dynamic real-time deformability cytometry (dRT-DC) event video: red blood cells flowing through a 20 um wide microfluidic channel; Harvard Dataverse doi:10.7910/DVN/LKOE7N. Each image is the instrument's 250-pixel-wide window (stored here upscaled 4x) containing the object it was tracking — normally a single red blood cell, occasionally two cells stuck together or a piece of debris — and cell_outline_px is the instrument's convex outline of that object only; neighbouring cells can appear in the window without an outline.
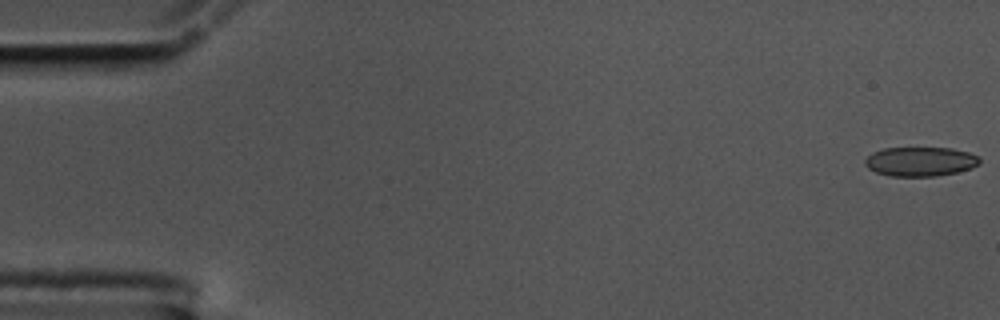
{"species": "common noctule bat (a hibernating species)", "species_latin": "Nyctalus noctula", "temperature_condition": "cold", "stored_images_in_passage": 57, "camera_frame_rate_fps": 3000, "um_per_image_px": 0.085, "animal": {"sex": "male", "body_mass_g": 17.5, "forearm_length_mm": 52.3}, "frame": {"image": 1, "passage_image": 1, "time_ms": 0.0, "image_size_px": [1000, 320], "cell_outline_px": [[980, 164], [972, 168], [956, 172], [936, 176], [892, 176], [876, 172], [868, 168], [864, 164], [864, 160], [872, 152], [884, 148], [952, 148], [968, 152], [980, 156]], "centroid_in_image_um": [78.24, 13.73], "position_along_channel_um": 6.8, "area_um2": 19.65}}
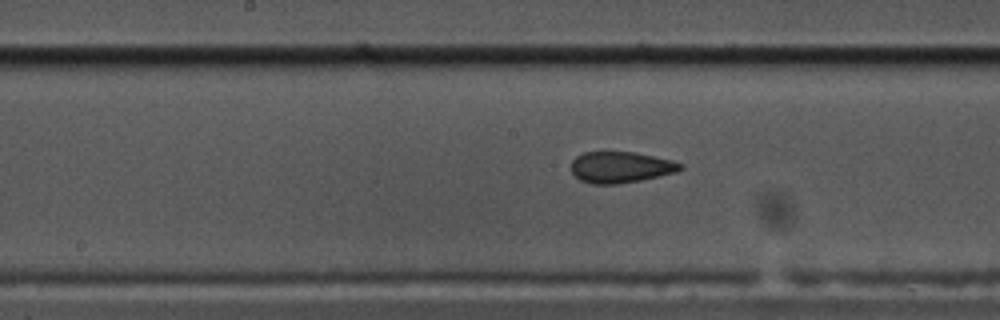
{"frame": {"image": 2, "passage_image": 29, "time_ms": 9.333, "image_size_px": [1000, 320], "cell_outline_px": [[684, 168], [676, 172], [660, 176], [640, 180], [616, 184], [592, 184], [580, 180], [572, 172], [572, 160], [576, 156], [584, 152], [604, 148], [636, 152], [672, 160], [684, 164]], "centroid_in_image_um": [52.74, 14.16], "position_along_channel_um": 195.5, "area_um2": 20.63}}
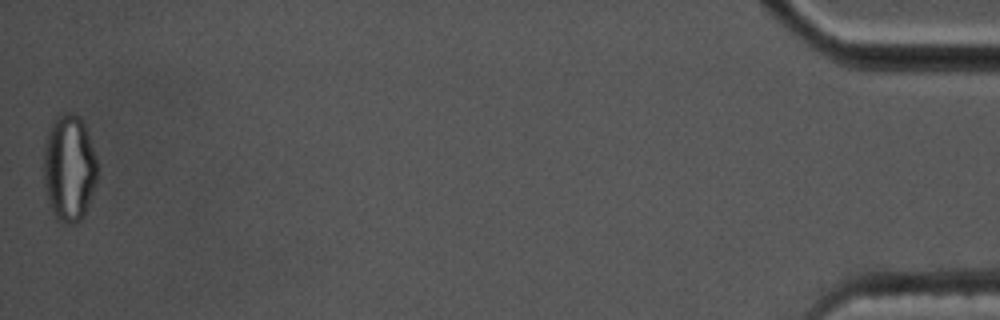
{"frame": {"image": 3, "passage_image": 57, "time_ms": 18.667, "image_size_px": [1000, 320], "cell_outline_px": [[96, 180], [84, 216], [76, 224], [68, 224], [56, 220], [48, 200], [44, 188], [40, 168], [44, 140], [52, 120], [56, 116], [68, 112], [72, 112], [80, 116], [84, 120], [96, 156]], "centroid_in_image_um": [5.82, 14.24], "position_along_channel_um": 429.4, "area_um2": 34.51}, "authors_computed_cell_mechanics": {"area_um2": 20.23, "velocity_mm_per_s": 3.5318, "shape_relaxation_time_tau1_ms": 9.7317, "shape_relaxation_time_tau2_ms": 2.3144, "deformation_change_tau1": 0.1776, "deformation_change_tau2": 0.0682}}